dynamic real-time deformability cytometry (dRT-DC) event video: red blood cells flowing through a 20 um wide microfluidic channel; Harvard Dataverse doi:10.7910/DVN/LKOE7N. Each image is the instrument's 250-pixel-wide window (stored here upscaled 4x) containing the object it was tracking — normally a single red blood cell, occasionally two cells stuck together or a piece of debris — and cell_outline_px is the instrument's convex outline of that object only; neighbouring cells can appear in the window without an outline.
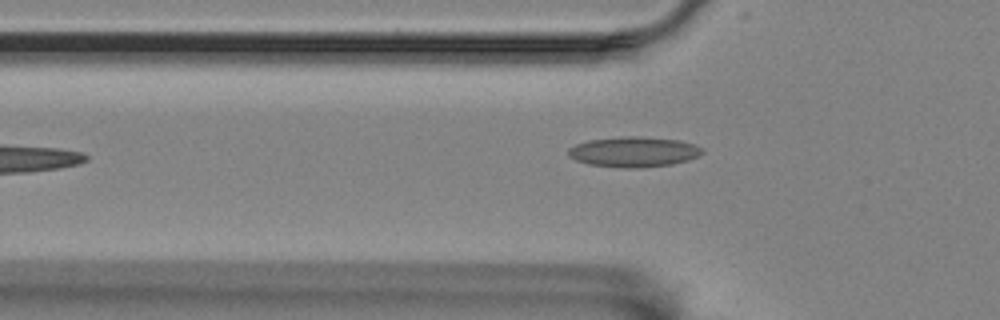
{"species": "Egyptian fruit bat (a non-hibernating species)", "species_latin": "Rousettus aegyptiacus", "temperature_condition": "room temperature", "stored_images_in_passage": 6, "camera_frame_rate_fps": 3000, "um_per_image_px": 0.085, "animal": {"sex": "female"}, "frame": {"image": 1, "passage_image": 6, "time_ms": 7.0, "image_size_px": [1000, 320], "cell_outline_px": [[704, 152], [688, 160], [672, 164], [636, 168], [624, 168], [588, 164], [576, 160], [568, 156], [568, 148], [576, 144], [588, 140], [620, 136], [640, 136], [680, 140], [704, 148]], "centroid_in_image_um": [53.85, 12.9], "position_along_channel_um": 72.0, "area_um2": 23.7}}